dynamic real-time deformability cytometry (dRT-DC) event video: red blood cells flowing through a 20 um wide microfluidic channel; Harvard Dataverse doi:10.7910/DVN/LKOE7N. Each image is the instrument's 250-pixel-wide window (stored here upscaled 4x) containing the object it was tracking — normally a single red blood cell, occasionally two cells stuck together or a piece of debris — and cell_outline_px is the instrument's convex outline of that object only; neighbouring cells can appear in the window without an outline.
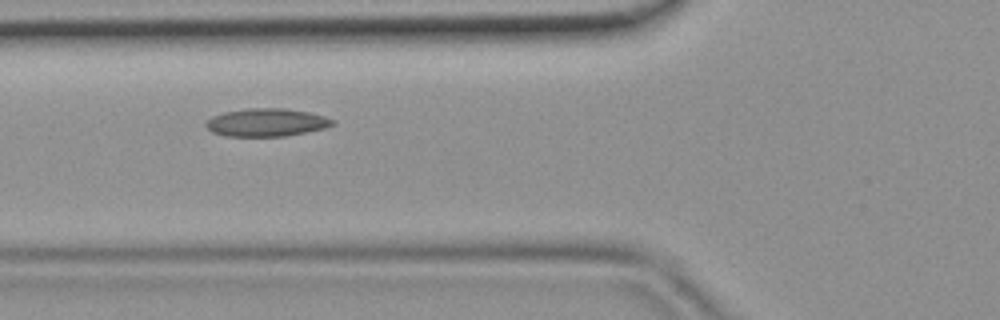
{"species": "common noctule bat (a hibernating species)", "species_latin": "Nyctalus noctula", "temperature_condition": "room temperature", "stored_images_in_passage": 4, "camera_frame_rate_fps": 3000, "um_per_image_px": 0.085, "animal": {"sex": "female", "body_mass_g": 19.9}, "frame": {"image": 1, "passage_image": 4, "time_ms": 1.0, "image_size_px": [1000, 320], "cell_outline_px": [[336, 124], [324, 128], [284, 136], [228, 136], [212, 132], [204, 124], [212, 116], [224, 112], [248, 108], [284, 108], [308, 112], [324, 116], [336, 120]], "centroid_in_image_um": [22.66, 10.4], "position_along_channel_um": 103.1, "area_um2": 20.52}}